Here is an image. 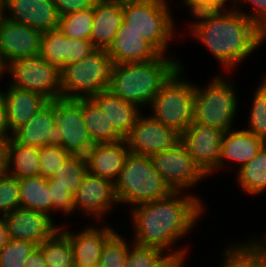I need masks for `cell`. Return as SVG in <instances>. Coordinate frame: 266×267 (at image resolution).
Masks as SVG:
<instances>
[{
	"instance_id": "6da1fadb",
	"label": "cell",
	"mask_w": 266,
	"mask_h": 267,
	"mask_svg": "<svg viewBox=\"0 0 266 267\" xmlns=\"http://www.w3.org/2000/svg\"><path fill=\"white\" fill-rule=\"evenodd\" d=\"M180 192L174 191L165 198L136 205L133 210L135 244L165 251L192 229L204 211L202 202L191 195L180 197Z\"/></svg>"
},
{
	"instance_id": "7a4b0ae2",
	"label": "cell",
	"mask_w": 266,
	"mask_h": 267,
	"mask_svg": "<svg viewBox=\"0 0 266 267\" xmlns=\"http://www.w3.org/2000/svg\"><path fill=\"white\" fill-rule=\"evenodd\" d=\"M232 10L192 32L226 69L245 59L264 40L263 31L253 21Z\"/></svg>"
},
{
	"instance_id": "3957f363",
	"label": "cell",
	"mask_w": 266,
	"mask_h": 267,
	"mask_svg": "<svg viewBox=\"0 0 266 267\" xmlns=\"http://www.w3.org/2000/svg\"><path fill=\"white\" fill-rule=\"evenodd\" d=\"M180 66L164 55L147 62L113 64L108 90L136 106L151 104L157 92Z\"/></svg>"
},
{
	"instance_id": "277c9868",
	"label": "cell",
	"mask_w": 266,
	"mask_h": 267,
	"mask_svg": "<svg viewBox=\"0 0 266 267\" xmlns=\"http://www.w3.org/2000/svg\"><path fill=\"white\" fill-rule=\"evenodd\" d=\"M118 202L139 205L174 192L156 171L151 157L129 153L114 183Z\"/></svg>"
},
{
	"instance_id": "5b68a950",
	"label": "cell",
	"mask_w": 266,
	"mask_h": 267,
	"mask_svg": "<svg viewBox=\"0 0 266 267\" xmlns=\"http://www.w3.org/2000/svg\"><path fill=\"white\" fill-rule=\"evenodd\" d=\"M113 62L105 49L60 70L62 98H91L108 89Z\"/></svg>"
},
{
	"instance_id": "8992f818",
	"label": "cell",
	"mask_w": 266,
	"mask_h": 267,
	"mask_svg": "<svg viewBox=\"0 0 266 267\" xmlns=\"http://www.w3.org/2000/svg\"><path fill=\"white\" fill-rule=\"evenodd\" d=\"M166 0H140L122 5L123 23L139 33L161 55L172 38L174 23Z\"/></svg>"
},
{
	"instance_id": "52a82bcc",
	"label": "cell",
	"mask_w": 266,
	"mask_h": 267,
	"mask_svg": "<svg viewBox=\"0 0 266 267\" xmlns=\"http://www.w3.org/2000/svg\"><path fill=\"white\" fill-rule=\"evenodd\" d=\"M182 66L154 96L152 117L182 134L194 120L195 86L179 79Z\"/></svg>"
},
{
	"instance_id": "ba28073f",
	"label": "cell",
	"mask_w": 266,
	"mask_h": 267,
	"mask_svg": "<svg viewBox=\"0 0 266 267\" xmlns=\"http://www.w3.org/2000/svg\"><path fill=\"white\" fill-rule=\"evenodd\" d=\"M232 84L217 76L207 88L195 87L193 121L223 132L229 131L237 108Z\"/></svg>"
},
{
	"instance_id": "9c48e42d",
	"label": "cell",
	"mask_w": 266,
	"mask_h": 267,
	"mask_svg": "<svg viewBox=\"0 0 266 267\" xmlns=\"http://www.w3.org/2000/svg\"><path fill=\"white\" fill-rule=\"evenodd\" d=\"M12 74L14 88L43 95L49 101L62 98L60 70L40 55L19 58L4 65Z\"/></svg>"
},
{
	"instance_id": "30bf717a",
	"label": "cell",
	"mask_w": 266,
	"mask_h": 267,
	"mask_svg": "<svg viewBox=\"0 0 266 267\" xmlns=\"http://www.w3.org/2000/svg\"><path fill=\"white\" fill-rule=\"evenodd\" d=\"M151 159L156 171L173 191H182L206 176L181 142L171 149L153 154Z\"/></svg>"
},
{
	"instance_id": "8fae6325",
	"label": "cell",
	"mask_w": 266,
	"mask_h": 267,
	"mask_svg": "<svg viewBox=\"0 0 266 267\" xmlns=\"http://www.w3.org/2000/svg\"><path fill=\"white\" fill-rule=\"evenodd\" d=\"M181 134L165 126L152 116L139 117L130 133L125 138L130 153L151 157L176 146Z\"/></svg>"
},
{
	"instance_id": "7c38bea8",
	"label": "cell",
	"mask_w": 266,
	"mask_h": 267,
	"mask_svg": "<svg viewBox=\"0 0 266 267\" xmlns=\"http://www.w3.org/2000/svg\"><path fill=\"white\" fill-rule=\"evenodd\" d=\"M223 135L219 129L194 121L181 134L180 142L206 176L219 165Z\"/></svg>"
},
{
	"instance_id": "4fadbf2b",
	"label": "cell",
	"mask_w": 266,
	"mask_h": 267,
	"mask_svg": "<svg viewBox=\"0 0 266 267\" xmlns=\"http://www.w3.org/2000/svg\"><path fill=\"white\" fill-rule=\"evenodd\" d=\"M43 32L6 18L0 23V60L3 65L19 58L40 55Z\"/></svg>"
},
{
	"instance_id": "5bb4252c",
	"label": "cell",
	"mask_w": 266,
	"mask_h": 267,
	"mask_svg": "<svg viewBox=\"0 0 266 267\" xmlns=\"http://www.w3.org/2000/svg\"><path fill=\"white\" fill-rule=\"evenodd\" d=\"M9 239L28 241L39 246L60 228L51 215L32 209L18 208L4 215Z\"/></svg>"
},
{
	"instance_id": "9a60e30c",
	"label": "cell",
	"mask_w": 266,
	"mask_h": 267,
	"mask_svg": "<svg viewBox=\"0 0 266 267\" xmlns=\"http://www.w3.org/2000/svg\"><path fill=\"white\" fill-rule=\"evenodd\" d=\"M11 135L15 142L27 146L62 147V138H58L55 124V100L49 101L26 124L17 128Z\"/></svg>"
},
{
	"instance_id": "2e32d148",
	"label": "cell",
	"mask_w": 266,
	"mask_h": 267,
	"mask_svg": "<svg viewBox=\"0 0 266 267\" xmlns=\"http://www.w3.org/2000/svg\"><path fill=\"white\" fill-rule=\"evenodd\" d=\"M10 12L5 18L46 32L58 28L60 15L53 0H4ZM8 16V17H6Z\"/></svg>"
},
{
	"instance_id": "e0dca14e",
	"label": "cell",
	"mask_w": 266,
	"mask_h": 267,
	"mask_svg": "<svg viewBox=\"0 0 266 267\" xmlns=\"http://www.w3.org/2000/svg\"><path fill=\"white\" fill-rule=\"evenodd\" d=\"M55 124L62 147L69 153L90 136L83 120V99L55 100Z\"/></svg>"
},
{
	"instance_id": "ac0fdd59",
	"label": "cell",
	"mask_w": 266,
	"mask_h": 267,
	"mask_svg": "<svg viewBox=\"0 0 266 267\" xmlns=\"http://www.w3.org/2000/svg\"><path fill=\"white\" fill-rule=\"evenodd\" d=\"M114 202H118L114 183L87 171L74 194V211L79 207L86 214H93L99 220Z\"/></svg>"
},
{
	"instance_id": "d6986e66",
	"label": "cell",
	"mask_w": 266,
	"mask_h": 267,
	"mask_svg": "<svg viewBox=\"0 0 266 267\" xmlns=\"http://www.w3.org/2000/svg\"><path fill=\"white\" fill-rule=\"evenodd\" d=\"M113 64L147 62L161 54L139 33L122 22L107 49Z\"/></svg>"
},
{
	"instance_id": "ffe728a7",
	"label": "cell",
	"mask_w": 266,
	"mask_h": 267,
	"mask_svg": "<svg viewBox=\"0 0 266 267\" xmlns=\"http://www.w3.org/2000/svg\"><path fill=\"white\" fill-rule=\"evenodd\" d=\"M61 231L69 238L74 256V267H97L105 243L116 233L112 228L88 227L78 234Z\"/></svg>"
},
{
	"instance_id": "44dd1931",
	"label": "cell",
	"mask_w": 266,
	"mask_h": 267,
	"mask_svg": "<svg viewBox=\"0 0 266 267\" xmlns=\"http://www.w3.org/2000/svg\"><path fill=\"white\" fill-rule=\"evenodd\" d=\"M0 97L5 105L7 122L11 133L26 124L49 100L36 92L9 86Z\"/></svg>"
},
{
	"instance_id": "7402d4cb",
	"label": "cell",
	"mask_w": 266,
	"mask_h": 267,
	"mask_svg": "<svg viewBox=\"0 0 266 267\" xmlns=\"http://www.w3.org/2000/svg\"><path fill=\"white\" fill-rule=\"evenodd\" d=\"M90 39L97 49L107 50L123 22L122 5L96 0Z\"/></svg>"
},
{
	"instance_id": "603a6c76",
	"label": "cell",
	"mask_w": 266,
	"mask_h": 267,
	"mask_svg": "<svg viewBox=\"0 0 266 267\" xmlns=\"http://www.w3.org/2000/svg\"><path fill=\"white\" fill-rule=\"evenodd\" d=\"M91 99L105 113L115 130L125 139L140 115V108L115 96L108 89L100 91Z\"/></svg>"
},
{
	"instance_id": "cb8c5ba5",
	"label": "cell",
	"mask_w": 266,
	"mask_h": 267,
	"mask_svg": "<svg viewBox=\"0 0 266 267\" xmlns=\"http://www.w3.org/2000/svg\"><path fill=\"white\" fill-rule=\"evenodd\" d=\"M265 144L263 139L245 129L238 131L230 129L224 132L219 165L216 169L223 166L225 158L239 162V168H242L258 154Z\"/></svg>"
},
{
	"instance_id": "d4e9b609",
	"label": "cell",
	"mask_w": 266,
	"mask_h": 267,
	"mask_svg": "<svg viewBox=\"0 0 266 267\" xmlns=\"http://www.w3.org/2000/svg\"><path fill=\"white\" fill-rule=\"evenodd\" d=\"M129 153L125 139L116 143H103L87 170L93 175L115 183Z\"/></svg>"
},
{
	"instance_id": "484cf974",
	"label": "cell",
	"mask_w": 266,
	"mask_h": 267,
	"mask_svg": "<svg viewBox=\"0 0 266 267\" xmlns=\"http://www.w3.org/2000/svg\"><path fill=\"white\" fill-rule=\"evenodd\" d=\"M40 148L15 142L6 144V172L18 179L40 175ZM10 171L9 167H12ZM11 172V173H10Z\"/></svg>"
},
{
	"instance_id": "4316f807",
	"label": "cell",
	"mask_w": 266,
	"mask_h": 267,
	"mask_svg": "<svg viewBox=\"0 0 266 267\" xmlns=\"http://www.w3.org/2000/svg\"><path fill=\"white\" fill-rule=\"evenodd\" d=\"M19 180L20 207L41 211L50 215L53 202L47 178L39 176L23 177Z\"/></svg>"
},
{
	"instance_id": "83f0119b",
	"label": "cell",
	"mask_w": 266,
	"mask_h": 267,
	"mask_svg": "<svg viewBox=\"0 0 266 267\" xmlns=\"http://www.w3.org/2000/svg\"><path fill=\"white\" fill-rule=\"evenodd\" d=\"M83 120L91 138L100 140L102 143H116L124 140L91 98H83Z\"/></svg>"
},
{
	"instance_id": "f1b7e54d",
	"label": "cell",
	"mask_w": 266,
	"mask_h": 267,
	"mask_svg": "<svg viewBox=\"0 0 266 267\" xmlns=\"http://www.w3.org/2000/svg\"><path fill=\"white\" fill-rule=\"evenodd\" d=\"M38 248L44 256L47 267H74L70 240L60 229L51 238L43 241Z\"/></svg>"
},
{
	"instance_id": "f546056e",
	"label": "cell",
	"mask_w": 266,
	"mask_h": 267,
	"mask_svg": "<svg viewBox=\"0 0 266 267\" xmlns=\"http://www.w3.org/2000/svg\"><path fill=\"white\" fill-rule=\"evenodd\" d=\"M237 178L247 193L258 194L266 189V144L251 161L239 168Z\"/></svg>"
},
{
	"instance_id": "4dcf8cb0",
	"label": "cell",
	"mask_w": 266,
	"mask_h": 267,
	"mask_svg": "<svg viewBox=\"0 0 266 267\" xmlns=\"http://www.w3.org/2000/svg\"><path fill=\"white\" fill-rule=\"evenodd\" d=\"M93 18V7L84 11L60 16L57 29L69 38L90 39Z\"/></svg>"
},
{
	"instance_id": "1f68e13d",
	"label": "cell",
	"mask_w": 266,
	"mask_h": 267,
	"mask_svg": "<svg viewBox=\"0 0 266 267\" xmlns=\"http://www.w3.org/2000/svg\"><path fill=\"white\" fill-rule=\"evenodd\" d=\"M87 167L79 164L71 156L60 166L51 178H48L49 186H61L71 194H75L87 173Z\"/></svg>"
},
{
	"instance_id": "d6a6232c",
	"label": "cell",
	"mask_w": 266,
	"mask_h": 267,
	"mask_svg": "<svg viewBox=\"0 0 266 267\" xmlns=\"http://www.w3.org/2000/svg\"><path fill=\"white\" fill-rule=\"evenodd\" d=\"M226 260L222 267H265L264 254L254 241L231 247L226 251Z\"/></svg>"
},
{
	"instance_id": "836d02e7",
	"label": "cell",
	"mask_w": 266,
	"mask_h": 267,
	"mask_svg": "<svg viewBox=\"0 0 266 267\" xmlns=\"http://www.w3.org/2000/svg\"><path fill=\"white\" fill-rule=\"evenodd\" d=\"M66 36L58 29L43 32L40 56L61 70L65 66Z\"/></svg>"
},
{
	"instance_id": "e575fe53",
	"label": "cell",
	"mask_w": 266,
	"mask_h": 267,
	"mask_svg": "<svg viewBox=\"0 0 266 267\" xmlns=\"http://www.w3.org/2000/svg\"><path fill=\"white\" fill-rule=\"evenodd\" d=\"M38 246L16 239H9L0 251V267H24L25 260Z\"/></svg>"
},
{
	"instance_id": "d590c367",
	"label": "cell",
	"mask_w": 266,
	"mask_h": 267,
	"mask_svg": "<svg viewBox=\"0 0 266 267\" xmlns=\"http://www.w3.org/2000/svg\"><path fill=\"white\" fill-rule=\"evenodd\" d=\"M115 233L104 245L97 267H125L130 245ZM129 246V247H128Z\"/></svg>"
},
{
	"instance_id": "8d00e7d4",
	"label": "cell",
	"mask_w": 266,
	"mask_h": 267,
	"mask_svg": "<svg viewBox=\"0 0 266 267\" xmlns=\"http://www.w3.org/2000/svg\"><path fill=\"white\" fill-rule=\"evenodd\" d=\"M247 129L266 142V80L256 91Z\"/></svg>"
},
{
	"instance_id": "74e56055",
	"label": "cell",
	"mask_w": 266,
	"mask_h": 267,
	"mask_svg": "<svg viewBox=\"0 0 266 267\" xmlns=\"http://www.w3.org/2000/svg\"><path fill=\"white\" fill-rule=\"evenodd\" d=\"M20 208L18 178L5 172L0 177V213L3 215Z\"/></svg>"
},
{
	"instance_id": "f35d334b",
	"label": "cell",
	"mask_w": 266,
	"mask_h": 267,
	"mask_svg": "<svg viewBox=\"0 0 266 267\" xmlns=\"http://www.w3.org/2000/svg\"><path fill=\"white\" fill-rule=\"evenodd\" d=\"M69 156L70 153L63 147L46 145L40 148V175L51 178Z\"/></svg>"
},
{
	"instance_id": "ab89813d",
	"label": "cell",
	"mask_w": 266,
	"mask_h": 267,
	"mask_svg": "<svg viewBox=\"0 0 266 267\" xmlns=\"http://www.w3.org/2000/svg\"><path fill=\"white\" fill-rule=\"evenodd\" d=\"M184 2L192 10L190 12L193 16L198 18V20L201 19L192 23V31H195L200 26L225 13L221 11V8L225 6L222 2L214 0H184Z\"/></svg>"
},
{
	"instance_id": "60d3db41",
	"label": "cell",
	"mask_w": 266,
	"mask_h": 267,
	"mask_svg": "<svg viewBox=\"0 0 266 267\" xmlns=\"http://www.w3.org/2000/svg\"><path fill=\"white\" fill-rule=\"evenodd\" d=\"M134 246L127 253L125 267H150L162 255L163 251L155 247Z\"/></svg>"
},
{
	"instance_id": "b9f144b4",
	"label": "cell",
	"mask_w": 266,
	"mask_h": 267,
	"mask_svg": "<svg viewBox=\"0 0 266 267\" xmlns=\"http://www.w3.org/2000/svg\"><path fill=\"white\" fill-rule=\"evenodd\" d=\"M96 50L91 39L66 37L65 66L81 61Z\"/></svg>"
},
{
	"instance_id": "7bdbcfd3",
	"label": "cell",
	"mask_w": 266,
	"mask_h": 267,
	"mask_svg": "<svg viewBox=\"0 0 266 267\" xmlns=\"http://www.w3.org/2000/svg\"><path fill=\"white\" fill-rule=\"evenodd\" d=\"M102 144L100 140L89 137L72 150L70 156L79 164L88 168Z\"/></svg>"
},
{
	"instance_id": "ee69618b",
	"label": "cell",
	"mask_w": 266,
	"mask_h": 267,
	"mask_svg": "<svg viewBox=\"0 0 266 267\" xmlns=\"http://www.w3.org/2000/svg\"><path fill=\"white\" fill-rule=\"evenodd\" d=\"M53 209L62 210L64 213L74 211V195L61 186H49Z\"/></svg>"
},
{
	"instance_id": "f6af8a7d",
	"label": "cell",
	"mask_w": 266,
	"mask_h": 267,
	"mask_svg": "<svg viewBox=\"0 0 266 267\" xmlns=\"http://www.w3.org/2000/svg\"><path fill=\"white\" fill-rule=\"evenodd\" d=\"M96 0H53L60 16L84 11L94 6Z\"/></svg>"
},
{
	"instance_id": "bcb514c9",
	"label": "cell",
	"mask_w": 266,
	"mask_h": 267,
	"mask_svg": "<svg viewBox=\"0 0 266 267\" xmlns=\"http://www.w3.org/2000/svg\"><path fill=\"white\" fill-rule=\"evenodd\" d=\"M246 1L253 4L254 13L251 15L245 13L242 14L253 21L263 31V39H266V0H245V2ZM235 2L237 3L239 1L234 0V3Z\"/></svg>"
},
{
	"instance_id": "7dc6e473",
	"label": "cell",
	"mask_w": 266,
	"mask_h": 267,
	"mask_svg": "<svg viewBox=\"0 0 266 267\" xmlns=\"http://www.w3.org/2000/svg\"><path fill=\"white\" fill-rule=\"evenodd\" d=\"M185 254L186 252L181 249L174 253L162 254L150 267H182Z\"/></svg>"
},
{
	"instance_id": "c3c4849f",
	"label": "cell",
	"mask_w": 266,
	"mask_h": 267,
	"mask_svg": "<svg viewBox=\"0 0 266 267\" xmlns=\"http://www.w3.org/2000/svg\"><path fill=\"white\" fill-rule=\"evenodd\" d=\"M8 130L10 129L7 122L5 105L0 97V143L7 144V142L12 138L11 136H8Z\"/></svg>"
},
{
	"instance_id": "681fc988",
	"label": "cell",
	"mask_w": 266,
	"mask_h": 267,
	"mask_svg": "<svg viewBox=\"0 0 266 267\" xmlns=\"http://www.w3.org/2000/svg\"><path fill=\"white\" fill-rule=\"evenodd\" d=\"M24 267H47L44 256L38 247L25 260Z\"/></svg>"
},
{
	"instance_id": "f907efd6",
	"label": "cell",
	"mask_w": 266,
	"mask_h": 267,
	"mask_svg": "<svg viewBox=\"0 0 266 267\" xmlns=\"http://www.w3.org/2000/svg\"><path fill=\"white\" fill-rule=\"evenodd\" d=\"M9 236L5 221V216L2 214V218H0V251L4 247V245L8 242Z\"/></svg>"
},
{
	"instance_id": "816d5d0a",
	"label": "cell",
	"mask_w": 266,
	"mask_h": 267,
	"mask_svg": "<svg viewBox=\"0 0 266 267\" xmlns=\"http://www.w3.org/2000/svg\"><path fill=\"white\" fill-rule=\"evenodd\" d=\"M6 172V144L0 143V177Z\"/></svg>"
},
{
	"instance_id": "f5cc1de1",
	"label": "cell",
	"mask_w": 266,
	"mask_h": 267,
	"mask_svg": "<svg viewBox=\"0 0 266 267\" xmlns=\"http://www.w3.org/2000/svg\"><path fill=\"white\" fill-rule=\"evenodd\" d=\"M106 3H113V4H119V5H125L131 2L140 1V0H99Z\"/></svg>"
},
{
	"instance_id": "db71d44e",
	"label": "cell",
	"mask_w": 266,
	"mask_h": 267,
	"mask_svg": "<svg viewBox=\"0 0 266 267\" xmlns=\"http://www.w3.org/2000/svg\"><path fill=\"white\" fill-rule=\"evenodd\" d=\"M256 245H257V247L262 251V253L264 254V257H265V261H266V244L265 243H262V242H260L259 243V241L257 242V241H255L254 242ZM262 243V244H261Z\"/></svg>"
},
{
	"instance_id": "11a10c76",
	"label": "cell",
	"mask_w": 266,
	"mask_h": 267,
	"mask_svg": "<svg viewBox=\"0 0 266 267\" xmlns=\"http://www.w3.org/2000/svg\"><path fill=\"white\" fill-rule=\"evenodd\" d=\"M4 9H5V7H4V0H0V23L5 18V14H3Z\"/></svg>"
},
{
	"instance_id": "9f6ffc18",
	"label": "cell",
	"mask_w": 266,
	"mask_h": 267,
	"mask_svg": "<svg viewBox=\"0 0 266 267\" xmlns=\"http://www.w3.org/2000/svg\"><path fill=\"white\" fill-rule=\"evenodd\" d=\"M4 65L2 64L1 60H0V77L2 76V74L4 73Z\"/></svg>"
},
{
	"instance_id": "6f0895ef",
	"label": "cell",
	"mask_w": 266,
	"mask_h": 267,
	"mask_svg": "<svg viewBox=\"0 0 266 267\" xmlns=\"http://www.w3.org/2000/svg\"><path fill=\"white\" fill-rule=\"evenodd\" d=\"M214 1L222 2L223 4H225V2H226L227 0H214Z\"/></svg>"
}]
</instances>
